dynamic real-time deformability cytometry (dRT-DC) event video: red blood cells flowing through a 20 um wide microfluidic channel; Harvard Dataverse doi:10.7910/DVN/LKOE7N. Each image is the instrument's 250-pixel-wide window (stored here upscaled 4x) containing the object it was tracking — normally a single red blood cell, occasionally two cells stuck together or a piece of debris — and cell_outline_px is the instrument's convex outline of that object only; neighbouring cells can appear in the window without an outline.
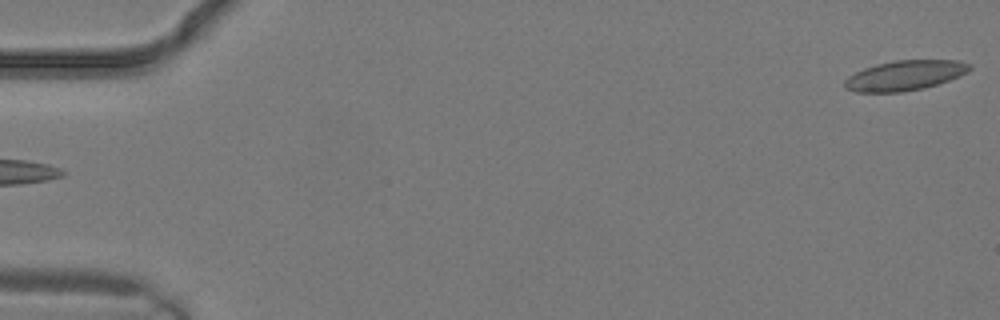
{"species": "common noctule bat (a hibernating species)", "species_latin": "Nyctalus noctula", "temperature_condition": "warm", "stored_images_in_passage": 2, "camera_frame_rate_fps": 3000, "um_per_image_px": 0.085, "animal": {"sex": "male", "body_mass_g": 19.2, "forearm_length_mm": 51.8}, "frame": {"image": 1, "passage_image": 2, "time_ms": 0.333, "image_size_px": [1000, 320], "cell_outline_px": [[972, 68], [968, 72], [960, 76], [924, 88], [904, 92], [856, 92], [844, 88], [844, 80], [848, 76], [864, 68], [876, 64], [896, 60], [960, 60], [972, 64]], "centroid_in_image_um": [76.93, 6.41], "position_along_channel_um": 8.1, "area_um2": 21.96}}